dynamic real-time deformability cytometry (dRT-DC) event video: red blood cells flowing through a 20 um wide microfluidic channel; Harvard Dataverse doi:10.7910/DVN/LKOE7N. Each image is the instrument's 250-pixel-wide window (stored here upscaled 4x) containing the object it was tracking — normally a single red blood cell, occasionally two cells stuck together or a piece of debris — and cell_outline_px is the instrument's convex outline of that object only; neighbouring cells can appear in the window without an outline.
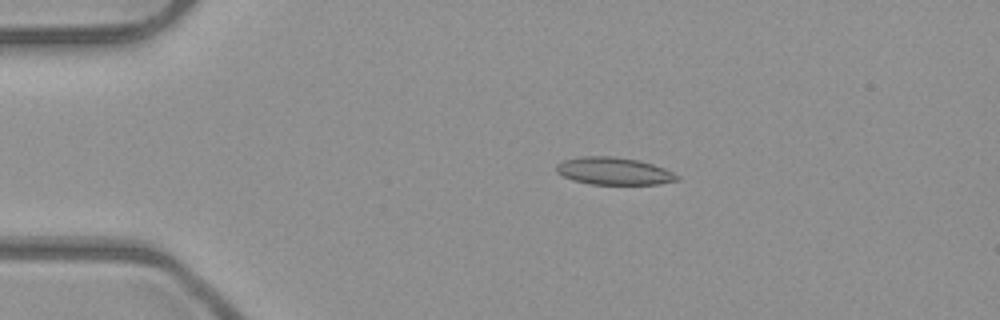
{"species": "common noctule bat (a hibernating species)", "species_latin": "Nyctalus noctula", "temperature_condition": "room temperature", "stored_images_in_passage": 10, "camera_frame_rate_fps": 3000, "um_per_image_px": 0.085, "animal": {"sex": "male", "body_mass_g": 23.1, "forearm_length_mm": 52.7}, "frame": {"image": 1, "passage_image": 4, "time_ms": 1.0, "image_size_px": [1000, 320], "cell_outline_px": [[680, 180], [660, 184], [588, 184], [572, 180], [556, 172], [556, 164], [564, 160], [580, 156], [612, 156], [640, 160], [664, 168], [680, 176]], "centroid_in_image_um": [52.18, 14.54], "position_along_channel_um": 32.8, "area_um2": 19.42}}